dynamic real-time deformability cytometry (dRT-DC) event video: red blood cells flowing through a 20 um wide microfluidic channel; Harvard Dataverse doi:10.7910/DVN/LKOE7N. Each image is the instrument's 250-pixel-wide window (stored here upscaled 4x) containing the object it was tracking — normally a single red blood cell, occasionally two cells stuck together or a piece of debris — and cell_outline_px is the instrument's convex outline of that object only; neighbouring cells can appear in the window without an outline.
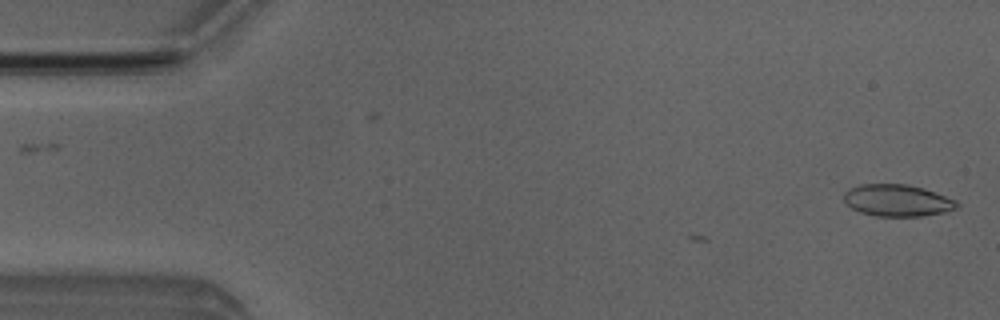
{"species": "Egyptian fruit bat (a non-hibernating species)", "species_latin": "Rousettus aegyptiacus", "temperature_condition": "room temperature", "stored_images_in_passage": 2, "camera_frame_rate_fps": 3000, "um_per_image_px": 0.085, "animal": {"sex": "male"}, "frame": {"image": 1, "passage_image": 2, "time_ms": 1.333, "image_size_px": [1000, 320], "cell_outline_px": [[960, 204], [956, 208], [948, 212], [920, 216], [876, 216], [860, 212], [852, 208], [844, 200], [844, 192], [848, 188], [860, 184], [908, 184], [924, 188], [956, 200]], "centroid_in_image_um": [76.28, 17.03], "position_along_channel_um": 8.7, "area_um2": 21.1}}